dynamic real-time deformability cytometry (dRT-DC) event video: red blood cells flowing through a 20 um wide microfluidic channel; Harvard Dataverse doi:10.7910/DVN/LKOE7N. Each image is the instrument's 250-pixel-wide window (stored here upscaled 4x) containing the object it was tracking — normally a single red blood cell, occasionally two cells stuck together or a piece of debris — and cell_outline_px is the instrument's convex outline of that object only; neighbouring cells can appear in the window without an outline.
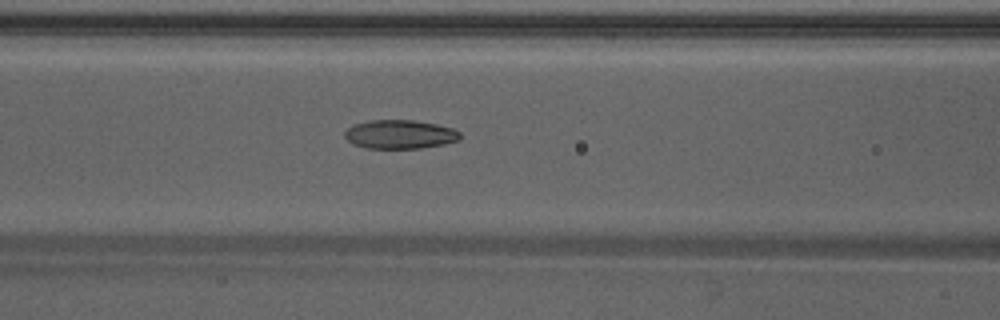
{"species": "Egyptian fruit bat (a non-hibernating species)", "species_latin": "Rousettus aegyptiacus", "temperature_condition": "warm", "stored_images_in_passage": 46, "camera_frame_rate_fps": 3000, "um_per_image_px": 0.085, "animal": {"sex": "male"}, "frame": {"image": 1, "passage_image": 17, "time_ms": 5.333, "image_size_px": [1000, 320], "cell_outline_px": [[460, 140], [444, 144], [420, 148], [364, 148], [352, 144], [344, 136], [344, 132], [352, 124], [368, 120], [412, 120], [436, 124], [452, 128], [460, 132]], "centroid_in_image_um": [33.96, 11.42], "position_along_channel_um": 132.6, "area_um2": 19.48}}
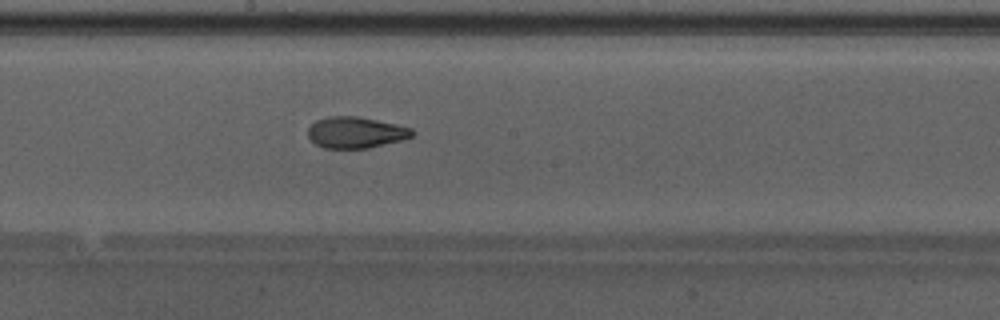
{"frame": {"image": 2, "passage_image": 23, "time_ms": 7.333, "image_size_px": [1000, 320], "cell_outline_px": [[416, 132], [412, 136], [400, 140], [368, 148], [324, 148], [316, 144], [308, 136], [308, 128], [316, 120], [328, 116], [356, 116], [396, 124], [412, 128]], "centroid_in_image_um": [30.23, 11.25], "position_along_channel_um": 218.0, "area_um2": 18.84}}
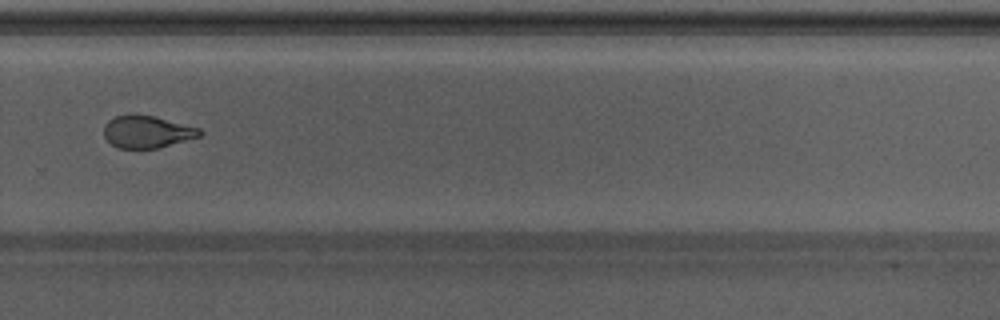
{"frame": {"image": 3, "passage_image": 30, "time_ms": 9.667, "image_size_px": [1000, 320], "cell_outline_px": [[204, 132], [200, 136], [156, 148], [120, 148], [112, 144], [104, 136], [104, 124], [108, 120], [116, 116], [156, 116], [200, 128]], "centroid_in_image_um": [12.52, 11.2], "position_along_channel_um": 317.3, "area_um2": 17.63}}